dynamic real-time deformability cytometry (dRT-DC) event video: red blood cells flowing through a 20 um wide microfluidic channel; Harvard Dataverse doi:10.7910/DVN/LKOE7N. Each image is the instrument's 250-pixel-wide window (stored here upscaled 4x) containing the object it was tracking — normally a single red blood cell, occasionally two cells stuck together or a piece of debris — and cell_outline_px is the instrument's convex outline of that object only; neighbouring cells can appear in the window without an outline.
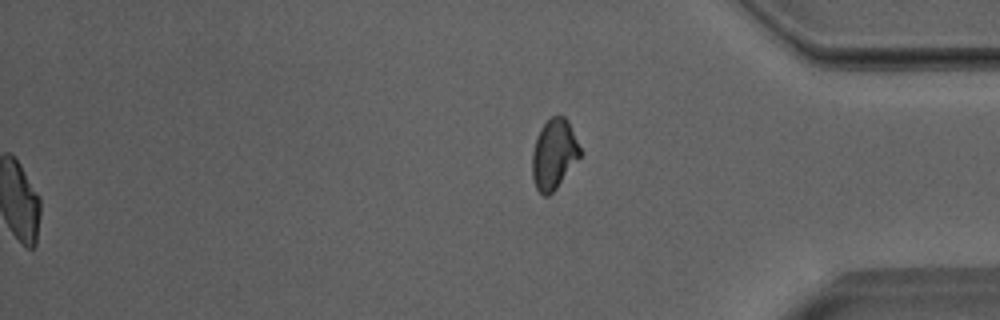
{"species": "Egyptian fruit bat (a non-hibernating species)", "species_latin": "Rousettus aegyptiacus", "temperature_condition": "room temperature", "stored_images_in_passage": 50, "segment_of_instrument_passage": [2, 2], "camera_frame_rate_fps": 3000, "um_per_image_px": 0.085, "animal": {"sex": "male"}, "frame": {"image": 1, "passage_image": 50, "time_ms": 16.333, "image_size_px": [1000, 320], "cell_outline_px": [[580, 156], [556, 188], [548, 196], [544, 196], [536, 188], [532, 180], [532, 152], [540, 128], [552, 116], [564, 116], [568, 120], [580, 148]], "centroid_in_image_um": [47.06, 13.11], "position_along_channel_um": 388.1, "area_um2": 19.25}}